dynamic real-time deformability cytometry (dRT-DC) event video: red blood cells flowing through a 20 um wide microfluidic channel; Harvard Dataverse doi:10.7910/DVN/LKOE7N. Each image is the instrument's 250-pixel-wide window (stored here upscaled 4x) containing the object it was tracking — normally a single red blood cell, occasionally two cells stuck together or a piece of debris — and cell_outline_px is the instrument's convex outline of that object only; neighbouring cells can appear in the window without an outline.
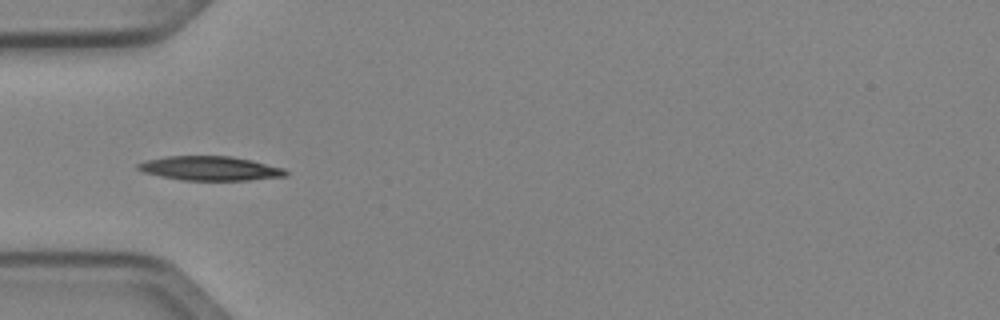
{"species": "Egyptian fruit bat (a non-hibernating species)", "species_latin": "Rousettus aegyptiacus", "temperature_condition": "cold", "stored_images_in_passage": 6, "camera_frame_rate_fps": 3000, "um_per_image_px": 0.085, "animal": {"sex": "female"}, "frame": {"image": 1, "passage_image": 3, "time_ms": 0.667, "image_size_px": [1000, 320], "cell_outline_px": [[288, 176], [248, 180], [184, 180], [160, 176], [144, 172], [136, 168], [136, 164], [148, 160], [168, 156], [232, 156], [252, 160], [284, 168], [288, 172]], "centroid_in_image_um": [17.89, 14.31], "position_along_channel_um": 67.1, "area_um2": 20.81}}